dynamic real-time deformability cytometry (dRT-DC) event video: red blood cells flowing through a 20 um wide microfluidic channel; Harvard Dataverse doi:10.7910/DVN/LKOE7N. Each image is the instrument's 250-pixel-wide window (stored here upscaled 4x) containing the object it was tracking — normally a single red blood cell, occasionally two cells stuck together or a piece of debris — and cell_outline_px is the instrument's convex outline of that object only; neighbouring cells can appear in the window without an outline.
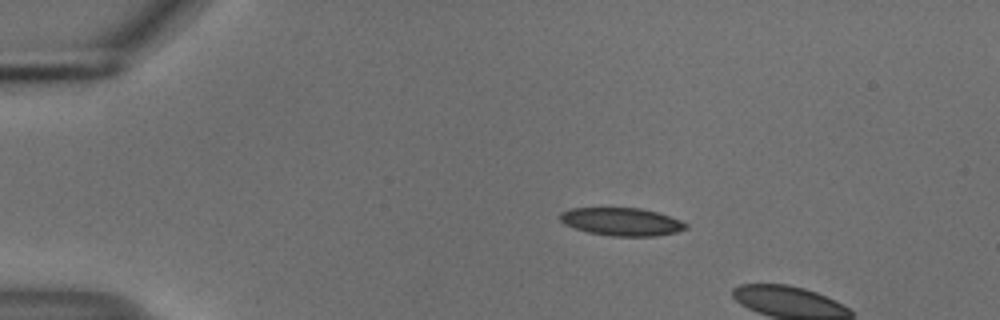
{"species": "common noctule bat (a hibernating species)", "species_latin": "Nyctalus noctula", "temperature_condition": "cold", "stored_images_in_passage": 4, "camera_frame_rate_fps": 3000, "um_per_image_px": 0.085, "animal": {"sex": "male", "body_mass_g": 18.8}, "frame": {"image": 1, "passage_image": 1, "time_ms": 0.0, "image_size_px": [1000, 320], "cell_outline_px": [[688, 228], [676, 232], [656, 236], [612, 236], [588, 232], [564, 224], [560, 220], [560, 212], [572, 208], [640, 208], [656, 212], [680, 220], [688, 224]], "centroid_in_image_um": [52.84, 18.85], "position_along_channel_um": 32.2, "area_um2": 20.35}}